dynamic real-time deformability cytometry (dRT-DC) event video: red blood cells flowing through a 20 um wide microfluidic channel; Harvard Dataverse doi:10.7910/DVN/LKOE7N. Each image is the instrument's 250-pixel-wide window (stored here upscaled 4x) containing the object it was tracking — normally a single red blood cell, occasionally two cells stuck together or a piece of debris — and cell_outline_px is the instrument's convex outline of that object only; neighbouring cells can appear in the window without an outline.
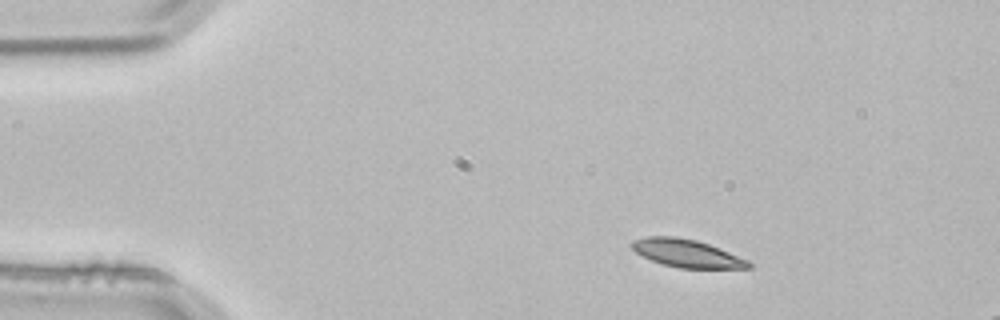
{"species": "common noctule bat (a hibernating species)", "species_latin": "Nyctalus noctula", "temperature_condition": "room temperature", "stored_images_in_passage": 3, "segment_of_instrument_passage": [1, 2], "camera_frame_rate_fps": 3000, "um_per_image_px": 0.085, "animal": {"sex": "male", "body_mass_g": 21.5, "forearm_length_mm": 52.0}, "frame": {"image": 1, "passage_image": 1, "time_ms": 0.0, "image_size_px": [1000, 320], "cell_outline_px": [[752, 268], [680, 268], [664, 264], [652, 260], [636, 252], [628, 244], [632, 240], [648, 236], [676, 236], [696, 240], [708, 244], [748, 260], [752, 264]], "centroid_in_image_um": [58.35, 21.52], "position_along_channel_um": 26.6, "area_um2": 18.79}}